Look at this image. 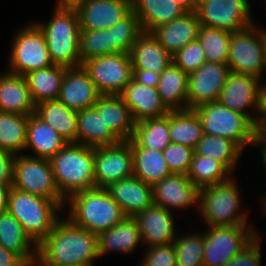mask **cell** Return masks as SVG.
<instances>
[{"mask_svg": "<svg viewBox=\"0 0 266 266\" xmlns=\"http://www.w3.org/2000/svg\"><path fill=\"white\" fill-rule=\"evenodd\" d=\"M99 258L98 237L61 216L37 245L35 266H94Z\"/></svg>", "mask_w": 266, "mask_h": 266, "instance_id": "obj_1", "label": "cell"}, {"mask_svg": "<svg viewBox=\"0 0 266 266\" xmlns=\"http://www.w3.org/2000/svg\"><path fill=\"white\" fill-rule=\"evenodd\" d=\"M235 179L232 176L224 182L199 189L197 211L206 227L255 225L249 222V210L242 208L244 198Z\"/></svg>", "mask_w": 266, "mask_h": 266, "instance_id": "obj_2", "label": "cell"}, {"mask_svg": "<svg viewBox=\"0 0 266 266\" xmlns=\"http://www.w3.org/2000/svg\"><path fill=\"white\" fill-rule=\"evenodd\" d=\"M63 210L66 213L64 215L75 225L95 235L111 229L126 216L105 188H94L71 195Z\"/></svg>", "mask_w": 266, "mask_h": 266, "instance_id": "obj_3", "label": "cell"}, {"mask_svg": "<svg viewBox=\"0 0 266 266\" xmlns=\"http://www.w3.org/2000/svg\"><path fill=\"white\" fill-rule=\"evenodd\" d=\"M50 162L55 184L65 200L75 193L96 188L93 147L67 143Z\"/></svg>", "mask_w": 266, "mask_h": 266, "instance_id": "obj_4", "label": "cell"}, {"mask_svg": "<svg viewBox=\"0 0 266 266\" xmlns=\"http://www.w3.org/2000/svg\"><path fill=\"white\" fill-rule=\"evenodd\" d=\"M48 21L33 22L43 32L51 60L68 68L80 67V25L76 10H52Z\"/></svg>", "mask_w": 266, "mask_h": 266, "instance_id": "obj_5", "label": "cell"}, {"mask_svg": "<svg viewBox=\"0 0 266 266\" xmlns=\"http://www.w3.org/2000/svg\"><path fill=\"white\" fill-rule=\"evenodd\" d=\"M8 211L37 245L53 230L64 212L56 201L14 187L10 189Z\"/></svg>", "mask_w": 266, "mask_h": 266, "instance_id": "obj_6", "label": "cell"}, {"mask_svg": "<svg viewBox=\"0 0 266 266\" xmlns=\"http://www.w3.org/2000/svg\"><path fill=\"white\" fill-rule=\"evenodd\" d=\"M193 110L201 120L204 134L229 139L243 152L245 147L256 145L259 134L246 115L230 110L219 101L204 103Z\"/></svg>", "mask_w": 266, "mask_h": 266, "instance_id": "obj_7", "label": "cell"}, {"mask_svg": "<svg viewBox=\"0 0 266 266\" xmlns=\"http://www.w3.org/2000/svg\"><path fill=\"white\" fill-rule=\"evenodd\" d=\"M20 26L11 41L8 67L13 74L25 75L31 71L54 65L43 32L32 21Z\"/></svg>", "mask_w": 266, "mask_h": 266, "instance_id": "obj_8", "label": "cell"}, {"mask_svg": "<svg viewBox=\"0 0 266 266\" xmlns=\"http://www.w3.org/2000/svg\"><path fill=\"white\" fill-rule=\"evenodd\" d=\"M266 59V29L255 23L247 29L231 32L229 70L262 79Z\"/></svg>", "mask_w": 266, "mask_h": 266, "instance_id": "obj_9", "label": "cell"}, {"mask_svg": "<svg viewBox=\"0 0 266 266\" xmlns=\"http://www.w3.org/2000/svg\"><path fill=\"white\" fill-rule=\"evenodd\" d=\"M12 187L56 201L63 209L66 200L62 197L54 181L50 160L16 155L13 166Z\"/></svg>", "mask_w": 266, "mask_h": 266, "instance_id": "obj_10", "label": "cell"}, {"mask_svg": "<svg viewBox=\"0 0 266 266\" xmlns=\"http://www.w3.org/2000/svg\"><path fill=\"white\" fill-rule=\"evenodd\" d=\"M204 228V266H224L256 237L255 226Z\"/></svg>", "mask_w": 266, "mask_h": 266, "instance_id": "obj_11", "label": "cell"}, {"mask_svg": "<svg viewBox=\"0 0 266 266\" xmlns=\"http://www.w3.org/2000/svg\"><path fill=\"white\" fill-rule=\"evenodd\" d=\"M195 12L201 25L230 32L256 23L248 0H198Z\"/></svg>", "mask_w": 266, "mask_h": 266, "instance_id": "obj_12", "label": "cell"}, {"mask_svg": "<svg viewBox=\"0 0 266 266\" xmlns=\"http://www.w3.org/2000/svg\"><path fill=\"white\" fill-rule=\"evenodd\" d=\"M82 66L102 95H120L133 76L130 55L124 52L95 57Z\"/></svg>", "mask_w": 266, "mask_h": 266, "instance_id": "obj_13", "label": "cell"}, {"mask_svg": "<svg viewBox=\"0 0 266 266\" xmlns=\"http://www.w3.org/2000/svg\"><path fill=\"white\" fill-rule=\"evenodd\" d=\"M261 80L230 71L219 102L232 111L246 115L255 125L260 111Z\"/></svg>", "mask_w": 266, "mask_h": 266, "instance_id": "obj_14", "label": "cell"}, {"mask_svg": "<svg viewBox=\"0 0 266 266\" xmlns=\"http://www.w3.org/2000/svg\"><path fill=\"white\" fill-rule=\"evenodd\" d=\"M95 187L107 188L121 179L132 177L133 154L130 141L94 148Z\"/></svg>", "mask_w": 266, "mask_h": 266, "instance_id": "obj_15", "label": "cell"}, {"mask_svg": "<svg viewBox=\"0 0 266 266\" xmlns=\"http://www.w3.org/2000/svg\"><path fill=\"white\" fill-rule=\"evenodd\" d=\"M229 67L226 63L204 62L197 70L188 75V109L209 102L218 101L226 83Z\"/></svg>", "mask_w": 266, "mask_h": 266, "instance_id": "obj_16", "label": "cell"}, {"mask_svg": "<svg viewBox=\"0 0 266 266\" xmlns=\"http://www.w3.org/2000/svg\"><path fill=\"white\" fill-rule=\"evenodd\" d=\"M153 203L171 212L198 208L199 189L187 175L171 174L152 187ZM197 207V208H196Z\"/></svg>", "mask_w": 266, "mask_h": 266, "instance_id": "obj_17", "label": "cell"}, {"mask_svg": "<svg viewBox=\"0 0 266 266\" xmlns=\"http://www.w3.org/2000/svg\"><path fill=\"white\" fill-rule=\"evenodd\" d=\"M173 214L174 212L153 203L135 216L145 248L175 241L179 232Z\"/></svg>", "mask_w": 266, "mask_h": 266, "instance_id": "obj_18", "label": "cell"}, {"mask_svg": "<svg viewBox=\"0 0 266 266\" xmlns=\"http://www.w3.org/2000/svg\"><path fill=\"white\" fill-rule=\"evenodd\" d=\"M131 11V0H87L76 10L80 30L112 28Z\"/></svg>", "mask_w": 266, "mask_h": 266, "instance_id": "obj_19", "label": "cell"}, {"mask_svg": "<svg viewBox=\"0 0 266 266\" xmlns=\"http://www.w3.org/2000/svg\"><path fill=\"white\" fill-rule=\"evenodd\" d=\"M101 95L83 66L67 68L58 97L67 108H93Z\"/></svg>", "mask_w": 266, "mask_h": 266, "instance_id": "obj_20", "label": "cell"}, {"mask_svg": "<svg viewBox=\"0 0 266 266\" xmlns=\"http://www.w3.org/2000/svg\"><path fill=\"white\" fill-rule=\"evenodd\" d=\"M126 216L135 217L153 204L152 186L134 175L105 188Z\"/></svg>", "mask_w": 266, "mask_h": 266, "instance_id": "obj_21", "label": "cell"}, {"mask_svg": "<svg viewBox=\"0 0 266 266\" xmlns=\"http://www.w3.org/2000/svg\"><path fill=\"white\" fill-rule=\"evenodd\" d=\"M98 237L99 258L108 253L120 252L130 255L143 246L139 225L135 217L125 216L111 229L101 232Z\"/></svg>", "mask_w": 266, "mask_h": 266, "instance_id": "obj_22", "label": "cell"}, {"mask_svg": "<svg viewBox=\"0 0 266 266\" xmlns=\"http://www.w3.org/2000/svg\"><path fill=\"white\" fill-rule=\"evenodd\" d=\"M129 107L134 122L159 118L168 114L157 88L137 83L133 79L120 94Z\"/></svg>", "mask_w": 266, "mask_h": 266, "instance_id": "obj_23", "label": "cell"}, {"mask_svg": "<svg viewBox=\"0 0 266 266\" xmlns=\"http://www.w3.org/2000/svg\"><path fill=\"white\" fill-rule=\"evenodd\" d=\"M200 26L197 13L195 11L186 12L182 17L156 27L152 34L173 56L189 42L198 39Z\"/></svg>", "mask_w": 266, "mask_h": 266, "instance_id": "obj_24", "label": "cell"}, {"mask_svg": "<svg viewBox=\"0 0 266 266\" xmlns=\"http://www.w3.org/2000/svg\"><path fill=\"white\" fill-rule=\"evenodd\" d=\"M29 87L23 75L0 73V111L30 116L35 113Z\"/></svg>", "mask_w": 266, "mask_h": 266, "instance_id": "obj_25", "label": "cell"}, {"mask_svg": "<svg viewBox=\"0 0 266 266\" xmlns=\"http://www.w3.org/2000/svg\"><path fill=\"white\" fill-rule=\"evenodd\" d=\"M68 142L35 113L29 116L25 151L26 155L50 160ZM33 154V155H32Z\"/></svg>", "mask_w": 266, "mask_h": 266, "instance_id": "obj_26", "label": "cell"}, {"mask_svg": "<svg viewBox=\"0 0 266 266\" xmlns=\"http://www.w3.org/2000/svg\"><path fill=\"white\" fill-rule=\"evenodd\" d=\"M0 246L19 255L29 266L37 262V244L7 210L0 213Z\"/></svg>", "mask_w": 266, "mask_h": 266, "instance_id": "obj_27", "label": "cell"}, {"mask_svg": "<svg viewBox=\"0 0 266 266\" xmlns=\"http://www.w3.org/2000/svg\"><path fill=\"white\" fill-rule=\"evenodd\" d=\"M94 108L121 141L132 138L135 122L121 95H101Z\"/></svg>", "mask_w": 266, "mask_h": 266, "instance_id": "obj_28", "label": "cell"}, {"mask_svg": "<svg viewBox=\"0 0 266 266\" xmlns=\"http://www.w3.org/2000/svg\"><path fill=\"white\" fill-rule=\"evenodd\" d=\"M133 69L161 73L173 61L172 56L159 43L152 32H143L129 52Z\"/></svg>", "mask_w": 266, "mask_h": 266, "instance_id": "obj_29", "label": "cell"}, {"mask_svg": "<svg viewBox=\"0 0 266 266\" xmlns=\"http://www.w3.org/2000/svg\"><path fill=\"white\" fill-rule=\"evenodd\" d=\"M132 11L145 32L182 17L187 11L174 0H131Z\"/></svg>", "mask_w": 266, "mask_h": 266, "instance_id": "obj_30", "label": "cell"}, {"mask_svg": "<svg viewBox=\"0 0 266 266\" xmlns=\"http://www.w3.org/2000/svg\"><path fill=\"white\" fill-rule=\"evenodd\" d=\"M157 90L168 111L188 110V74L173 62L161 72Z\"/></svg>", "mask_w": 266, "mask_h": 266, "instance_id": "obj_31", "label": "cell"}, {"mask_svg": "<svg viewBox=\"0 0 266 266\" xmlns=\"http://www.w3.org/2000/svg\"><path fill=\"white\" fill-rule=\"evenodd\" d=\"M119 142L121 140L105 125L94 107L78 111L77 144L98 148Z\"/></svg>", "mask_w": 266, "mask_h": 266, "instance_id": "obj_32", "label": "cell"}, {"mask_svg": "<svg viewBox=\"0 0 266 266\" xmlns=\"http://www.w3.org/2000/svg\"><path fill=\"white\" fill-rule=\"evenodd\" d=\"M35 114L68 143H77L78 111L67 108L57 99L36 104Z\"/></svg>", "mask_w": 266, "mask_h": 266, "instance_id": "obj_33", "label": "cell"}, {"mask_svg": "<svg viewBox=\"0 0 266 266\" xmlns=\"http://www.w3.org/2000/svg\"><path fill=\"white\" fill-rule=\"evenodd\" d=\"M67 68L54 64L24 75L35 104L46 100L58 99Z\"/></svg>", "mask_w": 266, "mask_h": 266, "instance_id": "obj_34", "label": "cell"}, {"mask_svg": "<svg viewBox=\"0 0 266 266\" xmlns=\"http://www.w3.org/2000/svg\"><path fill=\"white\" fill-rule=\"evenodd\" d=\"M131 148H147L158 151L171 143L169 135V112L159 118H148L135 123L129 140Z\"/></svg>", "mask_w": 266, "mask_h": 266, "instance_id": "obj_35", "label": "cell"}, {"mask_svg": "<svg viewBox=\"0 0 266 266\" xmlns=\"http://www.w3.org/2000/svg\"><path fill=\"white\" fill-rule=\"evenodd\" d=\"M134 176L147 185L154 186L172 173L162 151L147 148H131Z\"/></svg>", "mask_w": 266, "mask_h": 266, "instance_id": "obj_36", "label": "cell"}, {"mask_svg": "<svg viewBox=\"0 0 266 266\" xmlns=\"http://www.w3.org/2000/svg\"><path fill=\"white\" fill-rule=\"evenodd\" d=\"M196 155L208 156L221 162L232 174L241 161L243 151L231 140L217 136L204 134L194 149Z\"/></svg>", "mask_w": 266, "mask_h": 266, "instance_id": "obj_37", "label": "cell"}, {"mask_svg": "<svg viewBox=\"0 0 266 266\" xmlns=\"http://www.w3.org/2000/svg\"><path fill=\"white\" fill-rule=\"evenodd\" d=\"M169 135L171 143L195 149L204 135L198 114L193 109L169 111Z\"/></svg>", "mask_w": 266, "mask_h": 266, "instance_id": "obj_38", "label": "cell"}, {"mask_svg": "<svg viewBox=\"0 0 266 266\" xmlns=\"http://www.w3.org/2000/svg\"><path fill=\"white\" fill-rule=\"evenodd\" d=\"M29 116L0 111V148L15 155L24 153Z\"/></svg>", "mask_w": 266, "mask_h": 266, "instance_id": "obj_39", "label": "cell"}, {"mask_svg": "<svg viewBox=\"0 0 266 266\" xmlns=\"http://www.w3.org/2000/svg\"><path fill=\"white\" fill-rule=\"evenodd\" d=\"M232 176L234 175L221 162L195 153L187 173V177L198 189L224 182Z\"/></svg>", "mask_w": 266, "mask_h": 266, "instance_id": "obj_40", "label": "cell"}, {"mask_svg": "<svg viewBox=\"0 0 266 266\" xmlns=\"http://www.w3.org/2000/svg\"><path fill=\"white\" fill-rule=\"evenodd\" d=\"M81 63L106 54L116 53L114 28L80 30Z\"/></svg>", "mask_w": 266, "mask_h": 266, "instance_id": "obj_41", "label": "cell"}, {"mask_svg": "<svg viewBox=\"0 0 266 266\" xmlns=\"http://www.w3.org/2000/svg\"><path fill=\"white\" fill-rule=\"evenodd\" d=\"M189 231V232H188ZM178 233L173 245L175 247L177 266H204L203 252L204 230Z\"/></svg>", "mask_w": 266, "mask_h": 266, "instance_id": "obj_42", "label": "cell"}, {"mask_svg": "<svg viewBox=\"0 0 266 266\" xmlns=\"http://www.w3.org/2000/svg\"><path fill=\"white\" fill-rule=\"evenodd\" d=\"M231 32L207 26H200L198 40L206 61L226 63L229 57Z\"/></svg>", "mask_w": 266, "mask_h": 266, "instance_id": "obj_43", "label": "cell"}, {"mask_svg": "<svg viewBox=\"0 0 266 266\" xmlns=\"http://www.w3.org/2000/svg\"><path fill=\"white\" fill-rule=\"evenodd\" d=\"M116 53H129L138 37L144 32L139 18L131 11L114 26Z\"/></svg>", "mask_w": 266, "mask_h": 266, "instance_id": "obj_44", "label": "cell"}, {"mask_svg": "<svg viewBox=\"0 0 266 266\" xmlns=\"http://www.w3.org/2000/svg\"><path fill=\"white\" fill-rule=\"evenodd\" d=\"M162 153L172 174L187 175L195 153L192 147L170 143Z\"/></svg>", "mask_w": 266, "mask_h": 266, "instance_id": "obj_45", "label": "cell"}, {"mask_svg": "<svg viewBox=\"0 0 266 266\" xmlns=\"http://www.w3.org/2000/svg\"><path fill=\"white\" fill-rule=\"evenodd\" d=\"M173 63L186 74L197 70L206 62L205 54L198 39L189 42L172 56Z\"/></svg>", "mask_w": 266, "mask_h": 266, "instance_id": "obj_46", "label": "cell"}, {"mask_svg": "<svg viewBox=\"0 0 266 266\" xmlns=\"http://www.w3.org/2000/svg\"><path fill=\"white\" fill-rule=\"evenodd\" d=\"M145 250L141 261H139V266H177L173 243L154 245Z\"/></svg>", "mask_w": 266, "mask_h": 266, "instance_id": "obj_47", "label": "cell"}, {"mask_svg": "<svg viewBox=\"0 0 266 266\" xmlns=\"http://www.w3.org/2000/svg\"><path fill=\"white\" fill-rule=\"evenodd\" d=\"M256 230V237L238 254H236L228 263L224 266H261V239Z\"/></svg>", "mask_w": 266, "mask_h": 266, "instance_id": "obj_48", "label": "cell"}, {"mask_svg": "<svg viewBox=\"0 0 266 266\" xmlns=\"http://www.w3.org/2000/svg\"><path fill=\"white\" fill-rule=\"evenodd\" d=\"M15 154L0 148V184L12 187Z\"/></svg>", "mask_w": 266, "mask_h": 266, "instance_id": "obj_49", "label": "cell"}, {"mask_svg": "<svg viewBox=\"0 0 266 266\" xmlns=\"http://www.w3.org/2000/svg\"><path fill=\"white\" fill-rule=\"evenodd\" d=\"M160 75L161 73L151 70L133 69L132 79L137 83L157 88Z\"/></svg>", "mask_w": 266, "mask_h": 266, "instance_id": "obj_50", "label": "cell"}, {"mask_svg": "<svg viewBox=\"0 0 266 266\" xmlns=\"http://www.w3.org/2000/svg\"><path fill=\"white\" fill-rule=\"evenodd\" d=\"M0 266H28L17 254L0 246Z\"/></svg>", "mask_w": 266, "mask_h": 266, "instance_id": "obj_51", "label": "cell"}, {"mask_svg": "<svg viewBox=\"0 0 266 266\" xmlns=\"http://www.w3.org/2000/svg\"><path fill=\"white\" fill-rule=\"evenodd\" d=\"M256 128L259 135L266 129V85H261L260 89V111Z\"/></svg>", "mask_w": 266, "mask_h": 266, "instance_id": "obj_52", "label": "cell"}, {"mask_svg": "<svg viewBox=\"0 0 266 266\" xmlns=\"http://www.w3.org/2000/svg\"><path fill=\"white\" fill-rule=\"evenodd\" d=\"M87 0H56L54 5L57 9L77 10Z\"/></svg>", "mask_w": 266, "mask_h": 266, "instance_id": "obj_53", "label": "cell"}, {"mask_svg": "<svg viewBox=\"0 0 266 266\" xmlns=\"http://www.w3.org/2000/svg\"><path fill=\"white\" fill-rule=\"evenodd\" d=\"M11 186L0 184V213L8 210V201Z\"/></svg>", "mask_w": 266, "mask_h": 266, "instance_id": "obj_54", "label": "cell"}, {"mask_svg": "<svg viewBox=\"0 0 266 266\" xmlns=\"http://www.w3.org/2000/svg\"><path fill=\"white\" fill-rule=\"evenodd\" d=\"M254 147H258L256 150L259 149L260 153L259 155L261 156L260 160H262V167L263 169H265V171L263 170V172L266 174V143L260 138L258 137L257 139V143ZM266 176V175H265Z\"/></svg>", "mask_w": 266, "mask_h": 266, "instance_id": "obj_55", "label": "cell"}, {"mask_svg": "<svg viewBox=\"0 0 266 266\" xmlns=\"http://www.w3.org/2000/svg\"><path fill=\"white\" fill-rule=\"evenodd\" d=\"M181 5L187 12H193L196 10L198 0H174Z\"/></svg>", "mask_w": 266, "mask_h": 266, "instance_id": "obj_56", "label": "cell"}, {"mask_svg": "<svg viewBox=\"0 0 266 266\" xmlns=\"http://www.w3.org/2000/svg\"><path fill=\"white\" fill-rule=\"evenodd\" d=\"M263 196H265V197H262L263 199L261 201V206H263V207L260 210H262L261 213H263V215H266V195H263Z\"/></svg>", "mask_w": 266, "mask_h": 266, "instance_id": "obj_57", "label": "cell"}, {"mask_svg": "<svg viewBox=\"0 0 266 266\" xmlns=\"http://www.w3.org/2000/svg\"><path fill=\"white\" fill-rule=\"evenodd\" d=\"M264 75H266V59H265V69H264V74H263L262 79H261V84H262V85H266V82H265V81H266V80H265V79H266V78H265L266 76H264ZM264 78H265V79H264Z\"/></svg>", "mask_w": 266, "mask_h": 266, "instance_id": "obj_58", "label": "cell"}]
</instances>
